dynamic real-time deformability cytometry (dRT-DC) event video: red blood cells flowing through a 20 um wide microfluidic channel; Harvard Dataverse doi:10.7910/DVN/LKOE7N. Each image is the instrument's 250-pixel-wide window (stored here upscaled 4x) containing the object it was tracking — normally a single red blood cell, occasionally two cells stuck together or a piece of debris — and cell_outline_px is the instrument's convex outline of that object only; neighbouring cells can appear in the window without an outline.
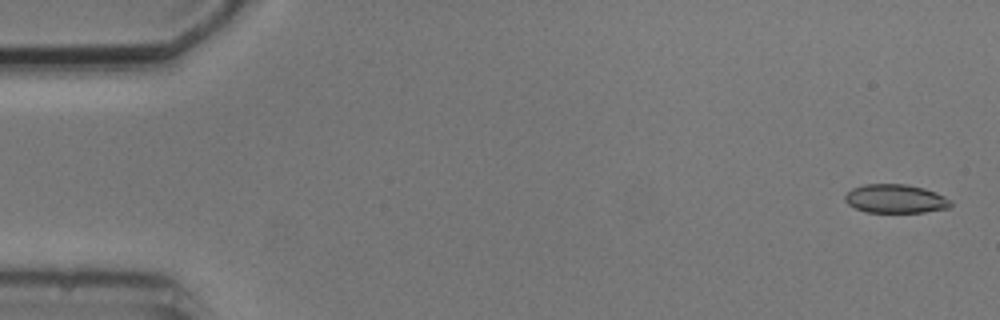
{"species": "common noctule bat (a hibernating species)", "species_latin": "Nyctalus noctula", "temperature_condition": "cold", "stored_images_in_passage": 6, "camera_frame_rate_fps": 3000, "um_per_image_px": 0.085, "animal": {"sex": "male", "body_mass_g": 20.5, "forearm_length_mm": 52.5}, "frame": {"image": 1, "passage_image": 1, "time_ms": 0.0, "image_size_px": [1000, 320], "cell_outline_px": [[952, 204], [948, 208], [924, 212], [864, 212], [848, 204], [844, 200], [844, 196], [852, 188], [864, 184], [908, 184], [924, 188], [936, 192], [952, 200]], "centroid_in_image_um": [76.12, 16.89], "position_along_channel_um": 8.9, "area_um2": 17.8}}
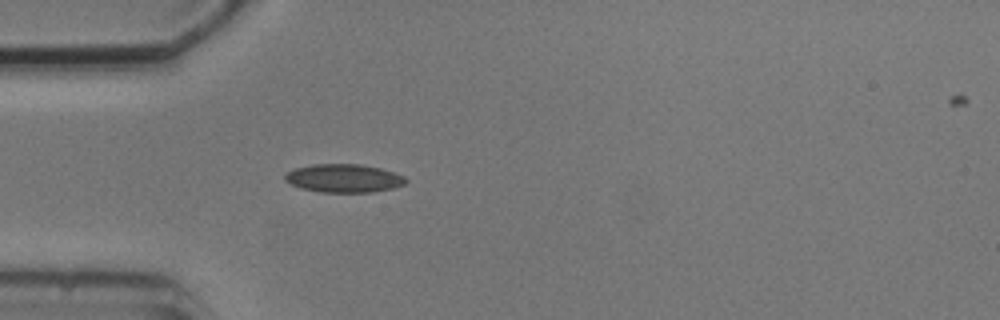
{"frame": {"image": 2, "passage_image": 5, "time_ms": 4.667, "image_size_px": [1000, 320], "cell_outline_px": [[408, 180], [404, 184], [392, 188], [372, 192], [320, 192], [300, 188], [284, 180], [284, 176], [288, 172], [296, 168], [312, 164], [360, 164], [380, 168], [404, 176]], "centroid_in_image_um": [29.21, 15.15], "position_along_channel_um": 55.8, "area_um2": 19.83}}